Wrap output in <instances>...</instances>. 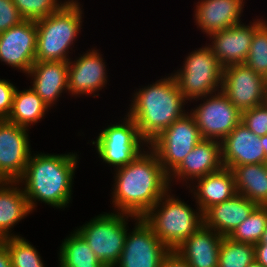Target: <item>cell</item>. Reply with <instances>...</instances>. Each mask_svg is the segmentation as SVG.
Here are the masks:
<instances>
[{
	"label": "cell",
	"mask_w": 267,
	"mask_h": 267,
	"mask_svg": "<svg viewBox=\"0 0 267 267\" xmlns=\"http://www.w3.org/2000/svg\"><path fill=\"white\" fill-rule=\"evenodd\" d=\"M114 172L111 200L115 212L143 217L172 188L169 175L149 146Z\"/></svg>",
	"instance_id": "1"
},
{
	"label": "cell",
	"mask_w": 267,
	"mask_h": 267,
	"mask_svg": "<svg viewBox=\"0 0 267 267\" xmlns=\"http://www.w3.org/2000/svg\"><path fill=\"white\" fill-rule=\"evenodd\" d=\"M78 159L76 152L30 155L25 172L18 182L22 185L32 212L38 207V202L60 210L69 206L73 197V177L80 161Z\"/></svg>",
	"instance_id": "2"
},
{
	"label": "cell",
	"mask_w": 267,
	"mask_h": 267,
	"mask_svg": "<svg viewBox=\"0 0 267 267\" xmlns=\"http://www.w3.org/2000/svg\"><path fill=\"white\" fill-rule=\"evenodd\" d=\"M127 114L134 120L140 136L149 144L182 117L188 101L183 97L173 74L134 90Z\"/></svg>",
	"instance_id": "3"
},
{
	"label": "cell",
	"mask_w": 267,
	"mask_h": 267,
	"mask_svg": "<svg viewBox=\"0 0 267 267\" xmlns=\"http://www.w3.org/2000/svg\"><path fill=\"white\" fill-rule=\"evenodd\" d=\"M70 0L61 10L36 21V61H69V49L81 34L83 5ZM72 46V47H71Z\"/></svg>",
	"instance_id": "4"
},
{
	"label": "cell",
	"mask_w": 267,
	"mask_h": 267,
	"mask_svg": "<svg viewBox=\"0 0 267 267\" xmlns=\"http://www.w3.org/2000/svg\"><path fill=\"white\" fill-rule=\"evenodd\" d=\"M171 188L142 217L153 233L170 250H175L203 224V213L198 206L190 207Z\"/></svg>",
	"instance_id": "5"
},
{
	"label": "cell",
	"mask_w": 267,
	"mask_h": 267,
	"mask_svg": "<svg viewBox=\"0 0 267 267\" xmlns=\"http://www.w3.org/2000/svg\"><path fill=\"white\" fill-rule=\"evenodd\" d=\"M224 67L207 45L186 55L183 65L173 76L187 101L221 91Z\"/></svg>",
	"instance_id": "6"
},
{
	"label": "cell",
	"mask_w": 267,
	"mask_h": 267,
	"mask_svg": "<svg viewBox=\"0 0 267 267\" xmlns=\"http://www.w3.org/2000/svg\"><path fill=\"white\" fill-rule=\"evenodd\" d=\"M138 217L115 212H103L84 223L76 231L85 239L96 257L106 267L119 261L129 231V221ZM130 219V220H128Z\"/></svg>",
	"instance_id": "7"
},
{
	"label": "cell",
	"mask_w": 267,
	"mask_h": 267,
	"mask_svg": "<svg viewBox=\"0 0 267 267\" xmlns=\"http://www.w3.org/2000/svg\"><path fill=\"white\" fill-rule=\"evenodd\" d=\"M91 143L98 158L109 167H115L113 169L129 164L148 147L136 123L127 114L118 123L105 127Z\"/></svg>",
	"instance_id": "8"
},
{
	"label": "cell",
	"mask_w": 267,
	"mask_h": 267,
	"mask_svg": "<svg viewBox=\"0 0 267 267\" xmlns=\"http://www.w3.org/2000/svg\"><path fill=\"white\" fill-rule=\"evenodd\" d=\"M202 139L193 115L187 112L148 146L156 153L164 171L170 175Z\"/></svg>",
	"instance_id": "9"
},
{
	"label": "cell",
	"mask_w": 267,
	"mask_h": 267,
	"mask_svg": "<svg viewBox=\"0 0 267 267\" xmlns=\"http://www.w3.org/2000/svg\"><path fill=\"white\" fill-rule=\"evenodd\" d=\"M201 100L188 111L193 115L203 139L222 141L240 122L241 111L221 91L190 101Z\"/></svg>",
	"instance_id": "10"
},
{
	"label": "cell",
	"mask_w": 267,
	"mask_h": 267,
	"mask_svg": "<svg viewBox=\"0 0 267 267\" xmlns=\"http://www.w3.org/2000/svg\"><path fill=\"white\" fill-rule=\"evenodd\" d=\"M134 222L135 226L127 233L124 248L114 267H162L163 259L170 249L142 217Z\"/></svg>",
	"instance_id": "11"
},
{
	"label": "cell",
	"mask_w": 267,
	"mask_h": 267,
	"mask_svg": "<svg viewBox=\"0 0 267 267\" xmlns=\"http://www.w3.org/2000/svg\"><path fill=\"white\" fill-rule=\"evenodd\" d=\"M221 92L241 112L262 105L267 97V79L245 64L224 67Z\"/></svg>",
	"instance_id": "12"
},
{
	"label": "cell",
	"mask_w": 267,
	"mask_h": 267,
	"mask_svg": "<svg viewBox=\"0 0 267 267\" xmlns=\"http://www.w3.org/2000/svg\"><path fill=\"white\" fill-rule=\"evenodd\" d=\"M79 55L68 61V93L75 98L82 95L99 97L98 91L108 84L105 58L96 48Z\"/></svg>",
	"instance_id": "13"
},
{
	"label": "cell",
	"mask_w": 267,
	"mask_h": 267,
	"mask_svg": "<svg viewBox=\"0 0 267 267\" xmlns=\"http://www.w3.org/2000/svg\"><path fill=\"white\" fill-rule=\"evenodd\" d=\"M36 21L23 20L0 33V62L27 74L36 61Z\"/></svg>",
	"instance_id": "14"
},
{
	"label": "cell",
	"mask_w": 267,
	"mask_h": 267,
	"mask_svg": "<svg viewBox=\"0 0 267 267\" xmlns=\"http://www.w3.org/2000/svg\"><path fill=\"white\" fill-rule=\"evenodd\" d=\"M29 129L0 120V172L8 181L24 174L31 152Z\"/></svg>",
	"instance_id": "15"
},
{
	"label": "cell",
	"mask_w": 267,
	"mask_h": 267,
	"mask_svg": "<svg viewBox=\"0 0 267 267\" xmlns=\"http://www.w3.org/2000/svg\"><path fill=\"white\" fill-rule=\"evenodd\" d=\"M263 21L255 18L248 24L242 22L209 35L211 43L207 45L223 67L246 62L255 29Z\"/></svg>",
	"instance_id": "16"
},
{
	"label": "cell",
	"mask_w": 267,
	"mask_h": 267,
	"mask_svg": "<svg viewBox=\"0 0 267 267\" xmlns=\"http://www.w3.org/2000/svg\"><path fill=\"white\" fill-rule=\"evenodd\" d=\"M221 161L223 167L229 169L246 164L267 163L263 138L240 122L221 141Z\"/></svg>",
	"instance_id": "17"
},
{
	"label": "cell",
	"mask_w": 267,
	"mask_h": 267,
	"mask_svg": "<svg viewBox=\"0 0 267 267\" xmlns=\"http://www.w3.org/2000/svg\"><path fill=\"white\" fill-rule=\"evenodd\" d=\"M222 167L221 142L214 139H202L169 175V183L173 186L171 184L175 180L176 183H186L185 186L188 187L195 180L216 172Z\"/></svg>",
	"instance_id": "18"
},
{
	"label": "cell",
	"mask_w": 267,
	"mask_h": 267,
	"mask_svg": "<svg viewBox=\"0 0 267 267\" xmlns=\"http://www.w3.org/2000/svg\"><path fill=\"white\" fill-rule=\"evenodd\" d=\"M245 0H198L194 22L208 37L210 34L242 23Z\"/></svg>",
	"instance_id": "19"
},
{
	"label": "cell",
	"mask_w": 267,
	"mask_h": 267,
	"mask_svg": "<svg viewBox=\"0 0 267 267\" xmlns=\"http://www.w3.org/2000/svg\"><path fill=\"white\" fill-rule=\"evenodd\" d=\"M26 76L31 77V88L49 109L68 92V61H35Z\"/></svg>",
	"instance_id": "20"
},
{
	"label": "cell",
	"mask_w": 267,
	"mask_h": 267,
	"mask_svg": "<svg viewBox=\"0 0 267 267\" xmlns=\"http://www.w3.org/2000/svg\"><path fill=\"white\" fill-rule=\"evenodd\" d=\"M187 188L202 213L237 194L233 171L226 167L195 180Z\"/></svg>",
	"instance_id": "21"
},
{
	"label": "cell",
	"mask_w": 267,
	"mask_h": 267,
	"mask_svg": "<svg viewBox=\"0 0 267 267\" xmlns=\"http://www.w3.org/2000/svg\"><path fill=\"white\" fill-rule=\"evenodd\" d=\"M258 205L243 195L212 205L203 213L204 225L219 235L229 236Z\"/></svg>",
	"instance_id": "22"
},
{
	"label": "cell",
	"mask_w": 267,
	"mask_h": 267,
	"mask_svg": "<svg viewBox=\"0 0 267 267\" xmlns=\"http://www.w3.org/2000/svg\"><path fill=\"white\" fill-rule=\"evenodd\" d=\"M222 239L223 236L203 224L175 251L188 262L190 267H218Z\"/></svg>",
	"instance_id": "23"
},
{
	"label": "cell",
	"mask_w": 267,
	"mask_h": 267,
	"mask_svg": "<svg viewBox=\"0 0 267 267\" xmlns=\"http://www.w3.org/2000/svg\"><path fill=\"white\" fill-rule=\"evenodd\" d=\"M33 213L18 181H8L0 188V240L20 236L11 233L16 224Z\"/></svg>",
	"instance_id": "24"
},
{
	"label": "cell",
	"mask_w": 267,
	"mask_h": 267,
	"mask_svg": "<svg viewBox=\"0 0 267 267\" xmlns=\"http://www.w3.org/2000/svg\"><path fill=\"white\" fill-rule=\"evenodd\" d=\"M231 170L237 193L259 206H267V164H246Z\"/></svg>",
	"instance_id": "25"
},
{
	"label": "cell",
	"mask_w": 267,
	"mask_h": 267,
	"mask_svg": "<svg viewBox=\"0 0 267 267\" xmlns=\"http://www.w3.org/2000/svg\"><path fill=\"white\" fill-rule=\"evenodd\" d=\"M49 110L31 86L21 91L16 88L12 110L7 121L30 130L34 124L36 125L45 117Z\"/></svg>",
	"instance_id": "26"
},
{
	"label": "cell",
	"mask_w": 267,
	"mask_h": 267,
	"mask_svg": "<svg viewBox=\"0 0 267 267\" xmlns=\"http://www.w3.org/2000/svg\"><path fill=\"white\" fill-rule=\"evenodd\" d=\"M58 261V267H106L76 230L62 241Z\"/></svg>",
	"instance_id": "27"
},
{
	"label": "cell",
	"mask_w": 267,
	"mask_h": 267,
	"mask_svg": "<svg viewBox=\"0 0 267 267\" xmlns=\"http://www.w3.org/2000/svg\"><path fill=\"white\" fill-rule=\"evenodd\" d=\"M267 227V206H257L228 236L234 241L256 245Z\"/></svg>",
	"instance_id": "28"
},
{
	"label": "cell",
	"mask_w": 267,
	"mask_h": 267,
	"mask_svg": "<svg viewBox=\"0 0 267 267\" xmlns=\"http://www.w3.org/2000/svg\"><path fill=\"white\" fill-rule=\"evenodd\" d=\"M0 241L8 250L12 267H45L37 248L25 237H10Z\"/></svg>",
	"instance_id": "29"
},
{
	"label": "cell",
	"mask_w": 267,
	"mask_h": 267,
	"mask_svg": "<svg viewBox=\"0 0 267 267\" xmlns=\"http://www.w3.org/2000/svg\"><path fill=\"white\" fill-rule=\"evenodd\" d=\"M254 259V245L223 237L218 267H247Z\"/></svg>",
	"instance_id": "30"
},
{
	"label": "cell",
	"mask_w": 267,
	"mask_h": 267,
	"mask_svg": "<svg viewBox=\"0 0 267 267\" xmlns=\"http://www.w3.org/2000/svg\"><path fill=\"white\" fill-rule=\"evenodd\" d=\"M246 66L267 79V21L255 29L249 49Z\"/></svg>",
	"instance_id": "31"
},
{
	"label": "cell",
	"mask_w": 267,
	"mask_h": 267,
	"mask_svg": "<svg viewBox=\"0 0 267 267\" xmlns=\"http://www.w3.org/2000/svg\"><path fill=\"white\" fill-rule=\"evenodd\" d=\"M24 20L37 21L61 10L70 0H12Z\"/></svg>",
	"instance_id": "32"
},
{
	"label": "cell",
	"mask_w": 267,
	"mask_h": 267,
	"mask_svg": "<svg viewBox=\"0 0 267 267\" xmlns=\"http://www.w3.org/2000/svg\"><path fill=\"white\" fill-rule=\"evenodd\" d=\"M241 123L257 136L267 135V107L262 104L241 112Z\"/></svg>",
	"instance_id": "33"
},
{
	"label": "cell",
	"mask_w": 267,
	"mask_h": 267,
	"mask_svg": "<svg viewBox=\"0 0 267 267\" xmlns=\"http://www.w3.org/2000/svg\"><path fill=\"white\" fill-rule=\"evenodd\" d=\"M23 20L12 0H0V33L19 25Z\"/></svg>",
	"instance_id": "34"
},
{
	"label": "cell",
	"mask_w": 267,
	"mask_h": 267,
	"mask_svg": "<svg viewBox=\"0 0 267 267\" xmlns=\"http://www.w3.org/2000/svg\"><path fill=\"white\" fill-rule=\"evenodd\" d=\"M16 88L9 79L0 78V120H7L9 117Z\"/></svg>",
	"instance_id": "35"
},
{
	"label": "cell",
	"mask_w": 267,
	"mask_h": 267,
	"mask_svg": "<svg viewBox=\"0 0 267 267\" xmlns=\"http://www.w3.org/2000/svg\"><path fill=\"white\" fill-rule=\"evenodd\" d=\"M162 267H190L188 262L175 250H170L163 259Z\"/></svg>",
	"instance_id": "36"
},
{
	"label": "cell",
	"mask_w": 267,
	"mask_h": 267,
	"mask_svg": "<svg viewBox=\"0 0 267 267\" xmlns=\"http://www.w3.org/2000/svg\"><path fill=\"white\" fill-rule=\"evenodd\" d=\"M254 257L257 262L267 267V245L256 244L254 245Z\"/></svg>",
	"instance_id": "37"
},
{
	"label": "cell",
	"mask_w": 267,
	"mask_h": 267,
	"mask_svg": "<svg viewBox=\"0 0 267 267\" xmlns=\"http://www.w3.org/2000/svg\"><path fill=\"white\" fill-rule=\"evenodd\" d=\"M0 267H12L6 246L0 241Z\"/></svg>",
	"instance_id": "38"
},
{
	"label": "cell",
	"mask_w": 267,
	"mask_h": 267,
	"mask_svg": "<svg viewBox=\"0 0 267 267\" xmlns=\"http://www.w3.org/2000/svg\"><path fill=\"white\" fill-rule=\"evenodd\" d=\"M257 244H266L267 245V227L262 235V238L259 243Z\"/></svg>",
	"instance_id": "39"
},
{
	"label": "cell",
	"mask_w": 267,
	"mask_h": 267,
	"mask_svg": "<svg viewBox=\"0 0 267 267\" xmlns=\"http://www.w3.org/2000/svg\"><path fill=\"white\" fill-rule=\"evenodd\" d=\"M7 182H8V180L0 172V188L3 187Z\"/></svg>",
	"instance_id": "40"
},
{
	"label": "cell",
	"mask_w": 267,
	"mask_h": 267,
	"mask_svg": "<svg viewBox=\"0 0 267 267\" xmlns=\"http://www.w3.org/2000/svg\"><path fill=\"white\" fill-rule=\"evenodd\" d=\"M247 267H264V266L254 259Z\"/></svg>",
	"instance_id": "41"
},
{
	"label": "cell",
	"mask_w": 267,
	"mask_h": 267,
	"mask_svg": "<svg viewBox=\"0 0 267 267\" xmlns=\"http://www.w3.org/2000/svg\"><path fill=\"white\" fill-rule=\"evenodd\" d=\"M263 141H264V144H265V154H266V157H267V135L263 136Z\"/></svg>",
	"instance_id": "42"
},
{
	"label": "cell",
	"mask_w": 267,
	"mask_h": 267,
	"mask_svg": "<svg viewBox=\"0 0 267 267\" xmlns=\"http://www.w3.org/2000/svg\"><path fill=\"white\" fill-rule=\"evenodd\" d=\"M263 104L267 107V97L265 98V101Z\"/></svg>",
	"instance_id": "43"
}]
</instances>
